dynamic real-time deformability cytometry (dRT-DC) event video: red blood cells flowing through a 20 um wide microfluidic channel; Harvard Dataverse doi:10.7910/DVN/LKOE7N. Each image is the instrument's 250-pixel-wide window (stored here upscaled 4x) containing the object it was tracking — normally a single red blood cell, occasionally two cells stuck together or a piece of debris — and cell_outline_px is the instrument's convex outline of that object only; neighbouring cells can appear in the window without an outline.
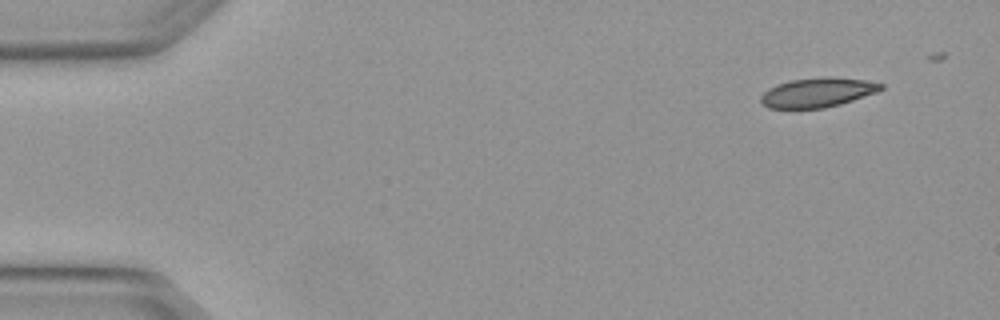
{"species": "Egyptian fruit bat (a non-hibernating species)", "species_latin": "Rousettus aegyptiacus", "temperature_condition": "warm", "stored_images_in_passage": 3, "segment_of_instrument_passage": [1, 2], "camera_frame_rate_fps": 3000, "um_per_image_px": 0.085, "animal": {"sex": "female"}, "frame": {"image": 1, "passage_image": 1, "time_ms": 0.0, "image_size_px": [1000, 320], "cell_outline_px": [[884, 88], [876, 92], [840, 104], [824, 108], [768, 108], [760, 104], [760, 96], [768, 88], [776, 84], [792, 80], [828, 76], [864, 80], [884, 84]], "centroid_in_image_um": [69.45, 7.86], "position_along_channel_um": 15.6, "area_um2": 20.58}}
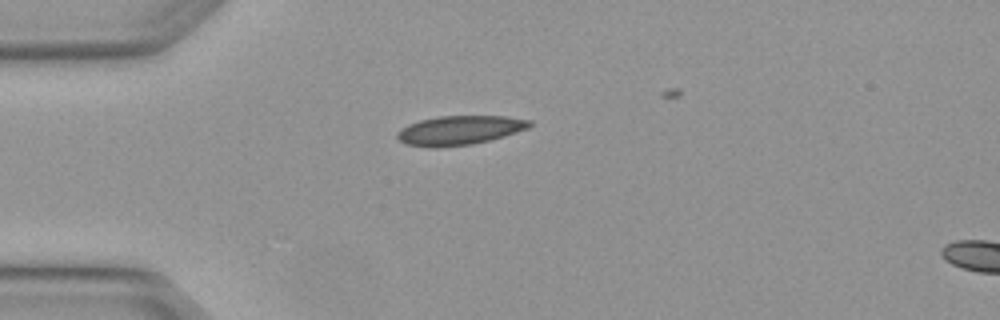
{"frame": {"image": 2, "passage_image": 2, "time_ms": 0.333, "image_size_px": [1000, 320], "cell_outline_px": [[532, 124], [528, 128], [516, 132], [488, 140], [472, 144], [436, 148], [408, 144], [400, 140], [396, 136], [396, 132], [408, 124], [420, 120], [436, 116], [504, 116], [532, 120]], "centroid_in_image_um": [39.05, 11.06], "position_along_channel_um": 46.0, "area_um2": 22.37}}